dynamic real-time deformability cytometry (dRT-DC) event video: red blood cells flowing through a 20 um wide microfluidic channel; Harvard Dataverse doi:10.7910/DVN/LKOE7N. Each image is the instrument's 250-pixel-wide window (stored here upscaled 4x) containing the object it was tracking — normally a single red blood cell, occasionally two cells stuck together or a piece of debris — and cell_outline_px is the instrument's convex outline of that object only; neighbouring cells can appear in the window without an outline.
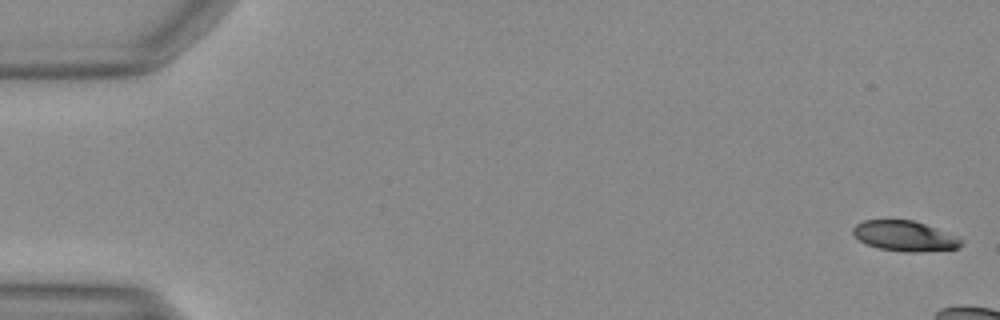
{"species": "Egyptian fruit bat (a non-hibernating species)", "species_latin": "Rousettus aegyptiacus", "temperature_condition": "warm", "stored_images_in_passage": 10, "camera_frame_rate_fps": 3000, "um_per_image_px": 0.085, "animal": {"sex": "female"}, "frame": {"image": 1, "passage_image": 1, "time_ms": 0.0, "image_size_px": [1000, 320], "cell_outline_px": [[964, 244], [956, 248], [920, 252], [904, 252], [880, 248], [868, 244], [860, 240], [852, 232], [852, 228], [856, 224], [864, 220], [912, 220], [936, 228], [964, 240]], "centroid_in_image_um": [76.9, 20.06], "position_along_channel_um": 8.1, "area_um2": 18.84}}